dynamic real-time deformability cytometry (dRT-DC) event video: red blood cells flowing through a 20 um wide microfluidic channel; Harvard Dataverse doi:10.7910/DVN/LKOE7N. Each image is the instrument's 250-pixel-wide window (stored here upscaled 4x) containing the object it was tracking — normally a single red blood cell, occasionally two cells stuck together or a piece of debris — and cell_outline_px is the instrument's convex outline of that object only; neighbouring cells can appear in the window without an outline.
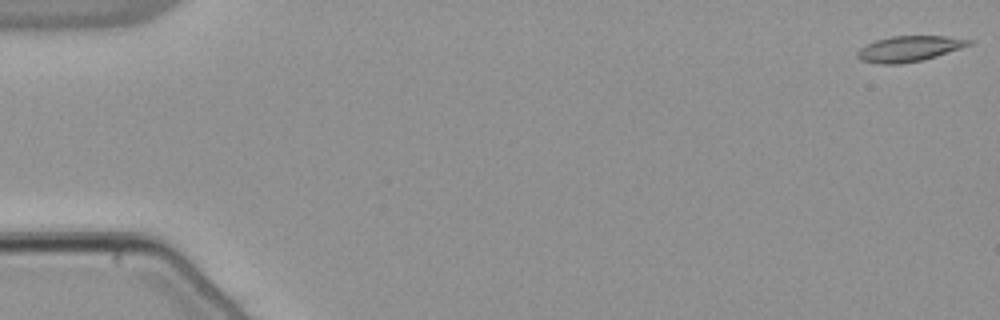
{"species": "common noctule bat (a hibernating species)", "species_latin": "Nyctalus noctula", "temperature_condition": "warm", "stored_images_in_passage": 50, "camera_frame_rate_fps": 3000, "um_per_image_px": 0.085, "animal": {"sex": "male", "body_mass_g": 21.5, "forearm_length_mm": 52.0}, "frame": {"image": 1, "passage_image": 1, "time_ms": 0.0, "image_size_px": [1000, 320], "cell_outline_px": [[976, 40], [972, 44], [936, 56], [920, 60], [900, 64], [880, 64], [860, 60], [856, 56], [856, 52], [860, 48], [876, 40], [892, 36], [948, 36]], "centroid_in_image_um": [77.29, 4.13], "position_along_channel_um": 7.7, "area_um2": 16.59}}
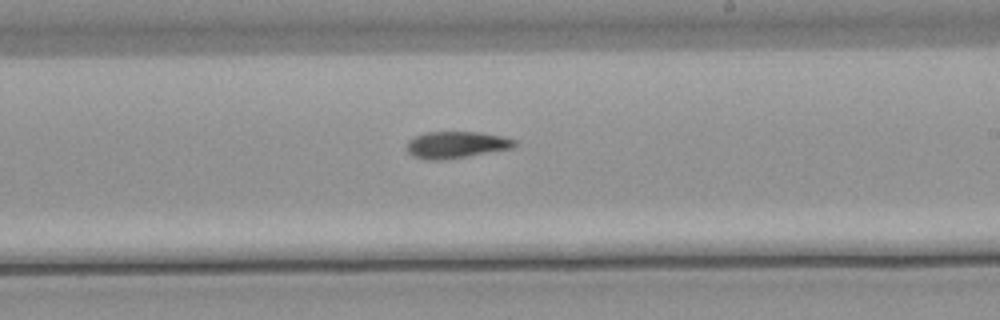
{"frame": {"image": 2, "passage_image": 32, "time_ms": 10.333, "image_size_px": [1000, 320], "cell_outline_px": [[516, 144], [512, 148], [468, 156], [444, 160], [424, 160], [412, 156], [404, 148], [408, 140], [424, 132], [480, 132], [504, 136], [516, 140]], "centroid_in_image_um": [38.73, 12.31], "position_along_channel_um": 250.3, "area_um2": 17.05}}
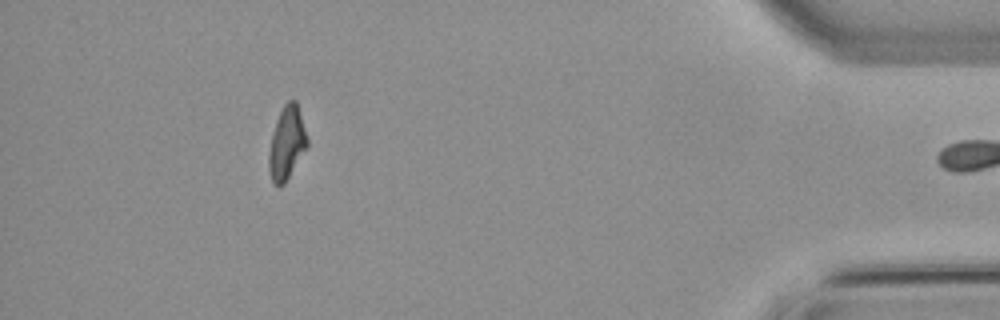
{"frame": {"image": 3, "passage_image": 49, "time_ms": 16.0, "image_size_px": [1000, 320], "cell_outline_px": [[308, 144], [284, 184], [280, 188], [272, 180], [268, 168], [268, 156], [272, 136], [276, 120], [284, 104], [288, 100], [296, 100], [308, 140]], "centroid_in_image_um": [24.36, 12.16], "position_along_channel_um": 410.8, "area_um2": 15.95}, "authors_computed_cell_mechanics": {"area_um2": 16.9643, "velocity_mm_per_s": 3.8459, "shape_relaxation_time_tau1_ms": 8.3581, "shape_relaxation_time_tau2_ms": null, "deformation_change_tau1": 0.251, "deformation_change_tau2": null}}